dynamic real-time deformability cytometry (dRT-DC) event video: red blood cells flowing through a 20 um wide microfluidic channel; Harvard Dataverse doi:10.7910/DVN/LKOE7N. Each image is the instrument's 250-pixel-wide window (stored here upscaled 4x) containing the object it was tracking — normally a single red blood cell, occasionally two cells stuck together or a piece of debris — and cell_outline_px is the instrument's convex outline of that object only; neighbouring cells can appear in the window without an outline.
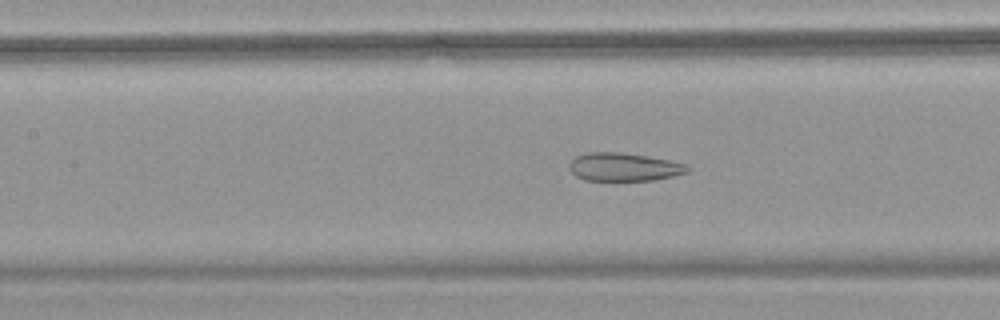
{"species": "common noctule bat (a hibernating species)", "species_latin": "Nyctalus noctula", "temperature_condition": "warm", "stored_images_in_passage": 46, "camera_frame_rate_fps": 3000, "um_per_image_px": 0.085, "animal": {"sex": "female", "body_mass_g": 18.4}, "frame": {"image": 1, "passage_image": 17, "time_ms": 5.333, "image_size_px": [1000, 320], "cell_outline_px": [[692, 168], [688, 172], [672, 176], [652, 180], [584, 180], [576, 176], [568, 168], [568, 164], [576, 156], [588, 152], [620, 152], [648, 156], [688, 164]], "centroid_in_image_um": [53.04, 14.19], "position_along_channel_um": 154.4, "area_um2": 19.48}}
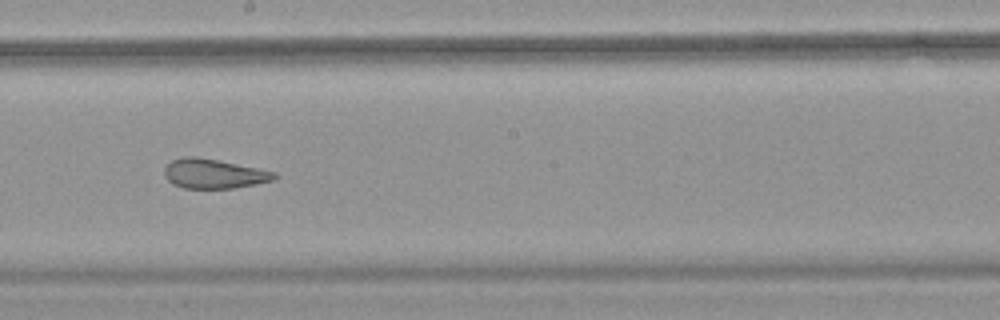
{"frame": {"image": 2, "passage_image": 23, "time_ms": 7.333, "image_size_px": [1000, 320], "cell_outline_px": [[280, 176], [272, 180], [256, 184], [232, 188], [184, 188], [172, 184], [164, 176], [164, 168], [172, 160], [184, 156], [196, 156], [276, 172]], "centroid_in_image_um": [18.15, 14.77], "position_along_channel_um": 230.1, "area_um2": 18.79}}
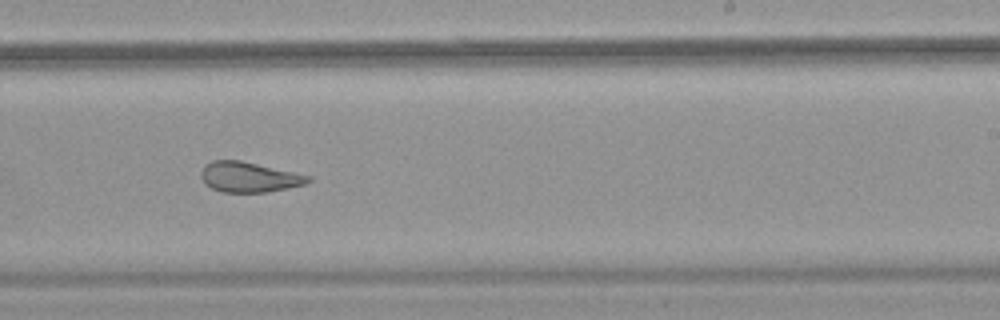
{"frame": {"image": 3, "passage_image": 26, "time_ms": 8.333, "image_size_px": [1000, 320], "cell_outline_px": [[312, 180], [308, 184], [268, 192], [220, 192], [204, 184], [200, 176], [200, 172], [204, 164], [212, 160], [240, 160], [312, 176]], "centroid_in_image_um": [21.16, 15.05], "position_along_channel_um": 267.8, "area_um2": 19.13}, "authors_computed_cell_mechanics": {"area_um2": 23.3801, "velocity_mm_per_s": 3.8093, "shape_relaxation_time_tau1_ms": null, "shape_relaxation_time_tau2_ms": 1.9843, "deformation_change_tau1": null, "deformation_change_tau2": 0.0932}}